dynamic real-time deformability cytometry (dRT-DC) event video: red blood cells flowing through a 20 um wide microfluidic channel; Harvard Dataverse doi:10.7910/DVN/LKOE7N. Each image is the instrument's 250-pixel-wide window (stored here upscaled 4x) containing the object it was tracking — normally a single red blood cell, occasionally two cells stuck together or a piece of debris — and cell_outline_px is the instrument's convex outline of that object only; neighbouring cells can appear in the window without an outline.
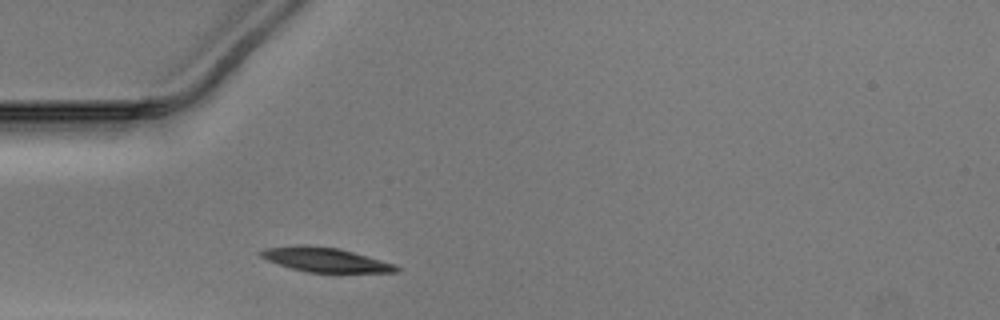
{"species": "Egyptian fruit bat (a non-hibernating species)", "species_latin": "Rousettus aegyptiacus", "temperature_condition": "warm", "stored_images_in_passage": 27, "camera_frame_rate_fps": 3000, "um_per_image_px": 0.085, "animal": {"sex": "male"}, "frame": {"image": 1, "passage_image": 1, "time_ms": 0.0, "image_size_px": [1000, 320], "cell_outline_px": [[400, 272], [308, 272], [292, 268], [268, 260], [260, 256], [256, 252], [268, 248], [296, 244], [308, 244], [340, 248], [396, 264], [400, 268]], "centroid_in_image_um": [27.66, 22.06], "position_along_channel_um": 57.3, "area_um2": 19.31}}
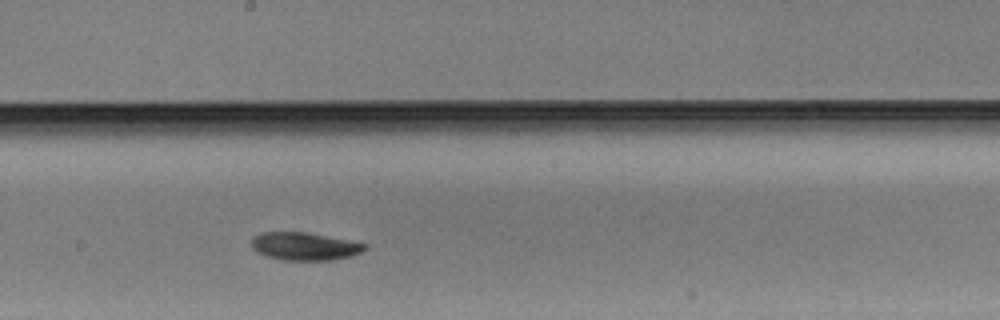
{"frame": {"image": 2, "passage_image": 14, "time_ms": 4.333, "image_size_px": [1000, 320], "cell_outline_px": [[368, 248], [352, 256], [332, 260], [280, 260], [256, 252], [252, 248], [252, 240], [260, 232], [308, 232], [368, 244]], "centroid_in_image_um": [25.91, 20.94], "position_along_channel_um": 222.3, "area_um2": 18.44}}
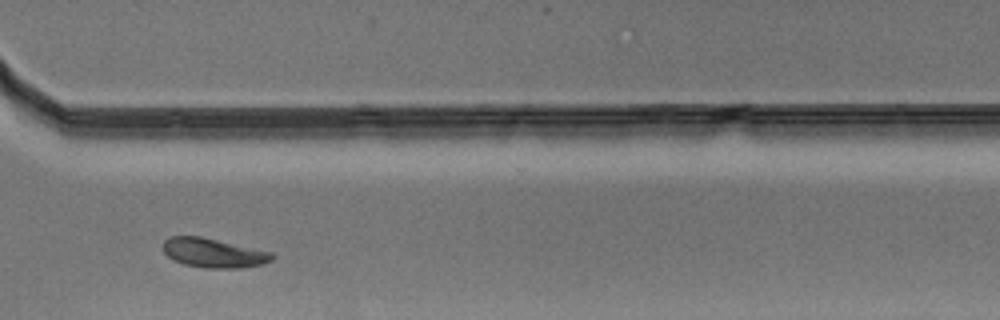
{"frame": {"image": 3, "passage_image": 24, "time_ms": 7.667, "image_size_px": [1000, 320], "cell_outline_px": [[276, 256], [272, 260], [260, 264], [236, 268], [208, 268], [184, 264], [168, 256], [164, 252], [164, 240], [172, 236], [200, 236], [272, 252]], "centroid_in_image_um": [18.16, 21.49], "position_along_channel_um": 352.4, "area_um2": 18.26}}